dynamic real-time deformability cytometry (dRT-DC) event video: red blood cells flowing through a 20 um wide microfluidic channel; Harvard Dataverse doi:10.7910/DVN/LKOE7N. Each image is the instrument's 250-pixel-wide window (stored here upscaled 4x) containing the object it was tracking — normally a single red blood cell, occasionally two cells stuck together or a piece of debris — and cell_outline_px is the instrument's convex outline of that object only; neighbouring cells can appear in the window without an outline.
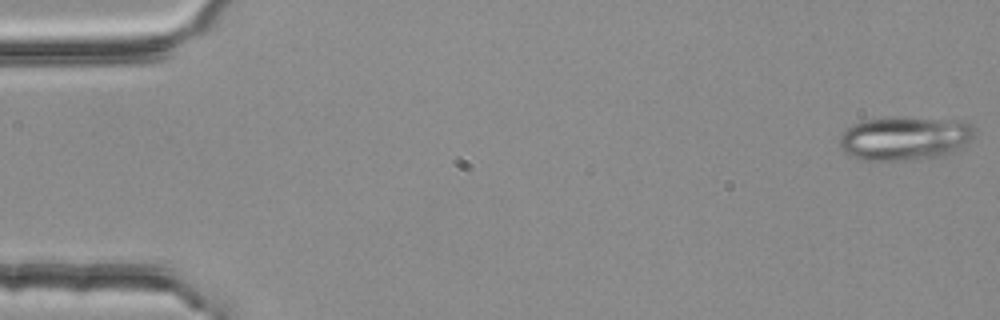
{"species": "common noctule bat (a hibernating species)", "species_latin": "Nyctalus noctula", "temperature_condition": "room temperature", "stored_images_in_passage": 4, "camera_frame_rate_fps": 3000, "um_per_image_px": 0.085, "animal": {"sex": "female", "body_mass_g": 25.1}, "frame": {"image": 1, "passage_image": 1, "time_ms": 0.0, "image_size_px": [1000, 320], "cell_outline_px": [[976, 132], [960, 148], [944, 156], [916, 160], [864, 160], [852, 156], [844, 152], [840, 148], [840, 136], [852, 124], [864, 120], [896, 116], [960, 120], [972, 124], [976, 128]], "centroid_in_image_um": [76.92, 11.74], "position_along_channel_um": 8.1, "area_um2": 34.85}}